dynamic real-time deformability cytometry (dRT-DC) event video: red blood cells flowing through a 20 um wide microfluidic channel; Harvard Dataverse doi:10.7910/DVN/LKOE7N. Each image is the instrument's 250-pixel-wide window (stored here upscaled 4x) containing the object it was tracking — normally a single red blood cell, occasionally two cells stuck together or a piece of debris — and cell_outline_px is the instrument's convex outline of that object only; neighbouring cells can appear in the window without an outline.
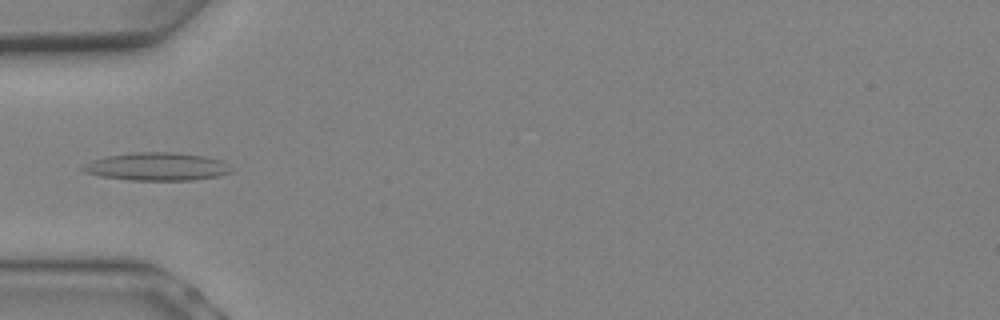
{"species": "Egyptian fruit bat (a non-hibernating species)", "species_latin": "Rousettus aegyptiacus", "temperature_condition": "warm", "stored_images_in_passage": 9, "camera_frame_rate_fps": 3000, "um_per_image_px": 0.085, "animal": {"sex": "female"}, "frame": {"image": 1, "passage_image": 7, "time_ms": 2.0, "image_size_px": [1000, 320], "cell_outline_px": [[232, 172], [220, 176], [196, 180], [128, 180], [100, 176], [84, 172], [80, 168], [84, 164], [92, 160], [108, 156], [136, 152], [172, 152], [204, 156], [220, 160], [228, 164], [232, 168]], "centroid_in_image_um": [13.36, 14.17], "position_along_channel_um": 71.6, "area_um2": 24.28}}